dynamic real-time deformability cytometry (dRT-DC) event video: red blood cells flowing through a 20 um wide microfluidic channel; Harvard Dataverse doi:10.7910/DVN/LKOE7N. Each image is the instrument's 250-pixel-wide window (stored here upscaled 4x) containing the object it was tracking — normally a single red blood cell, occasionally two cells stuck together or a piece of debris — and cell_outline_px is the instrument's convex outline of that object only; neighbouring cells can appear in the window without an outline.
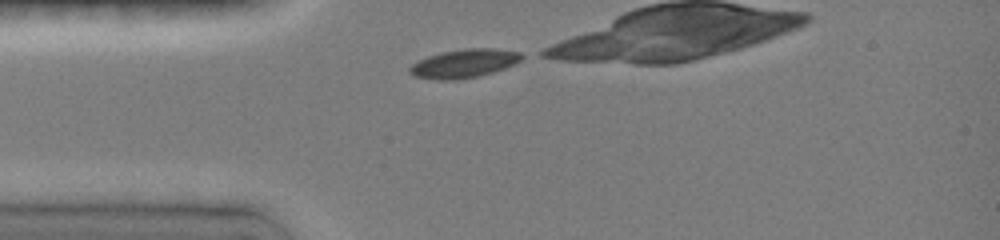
{"species": "common noctule bat (a hibernating species)", "species_latin": "Nyctalus noctula", "temperature_condition": "room temperature", "stored_images_in_passage": 10, "camera_frame_rate_fps": 3000, "um_per_image_px": 0.085, "animal": {"sex": "female", "body_mass_g": 19.0, "forearm_length_mm": 51.5}, "frame": {"image": 1, "passage_image": 1, "time_ms": 0.0, "image_size_px": [1000, 240], "cell_outline_px": [[528, 56], [504, 68], [492, 72], [476, 76], [452, 80], [440, 80], [416, 76], [408, 72], [408, 68], [412, 64], [428, 56], [440, 52], [464, 48], [492, 48], [520, 52]], "centroid_in_image_um": [39.45, 5.37], "position_along_channel_um": 45.5, "area_um2": 18.5}}
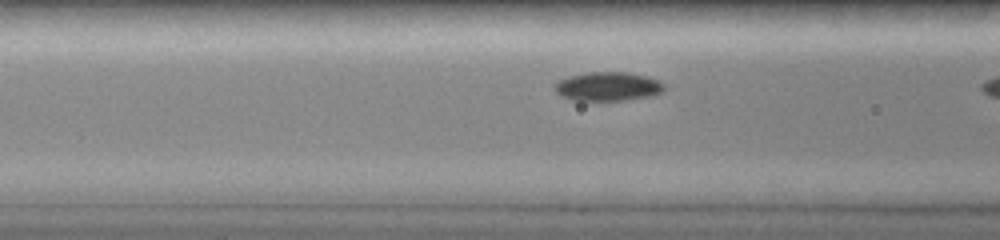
{"frame": {"image": 2, "passage_image": 9, "time_ms": 2.0, "image_size_px": [1000, 240], "cell_outline_px": [[664, 88], [660, 92], [648, 96], [624, 100], [572, 100], [556, 92], [556, 84], [560, 80], [568, 76], [588, 72], [628, 72], [648, 76], [664, 84]], "centroid_in_image_um": [51.67, 7.33], "position_along_channel_um": 114.9, "area_um2": 18.09}}